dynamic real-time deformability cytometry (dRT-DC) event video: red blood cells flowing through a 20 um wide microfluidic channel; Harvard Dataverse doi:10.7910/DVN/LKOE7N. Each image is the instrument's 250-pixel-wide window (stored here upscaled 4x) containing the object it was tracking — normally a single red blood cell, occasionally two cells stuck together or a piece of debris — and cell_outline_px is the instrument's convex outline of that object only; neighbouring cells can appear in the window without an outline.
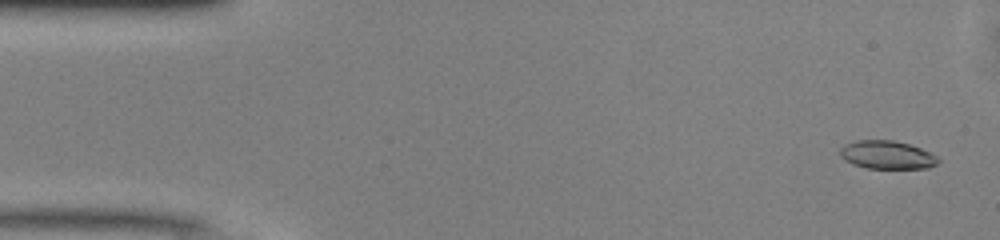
{"species": "common noctule bat (a hibernating species)", "species_latin": "Nyctalus noctula", "temperature_condition": "warm", "stored_images_in_passage": 49, "camera_frame_rate_fps": 3000, "um_per_image_px": 0.085, "animal": {"sex": "male", "body_mass_g": 13.0, "forearm_length_mm": 53.1}, "frame": {"image": 1, "passage_image": 2, "time_ms": 0.333, "image_size_px": [1000, 240], "cell_outline_px": [[940, 160], [936, 164], [928, 168], [864, 168], [852, 164], [840, 156], [840, 148], [844, 144], [856, 140], [892, 140], [908, 144], [920, 148], [940, 156]], "centroid_in_image_um": [75.4, 13.16], "position_along_channel_um": 9.6, "area_um2": 16.24}}
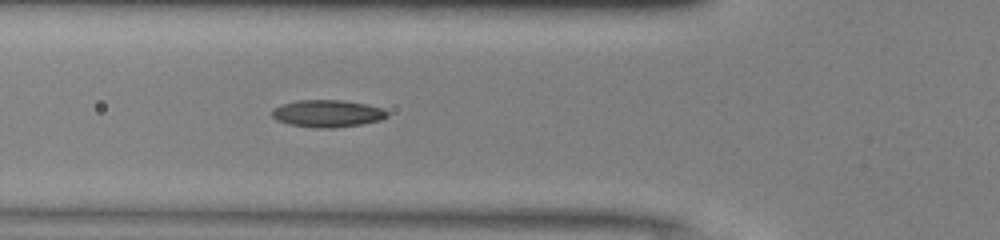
{"frame": {"image": 2, "passage_image": 17, "time_ms": 5.333, "image_size_px": [1000, 240], "cell_outline_px": [[388, 116], [380, 120], [360, 124], [332, 128], [316, 128], [288, 124], [276, 120], [272, 116], [272, 112], [280, 104], [296, 100], [344, 100], [368, 104], [384, 108], [388, 112]], "centroid_in_image_um": [27.85, 9.64], "position_along_channel_um": 98.0, "area_um2": 18.38}}
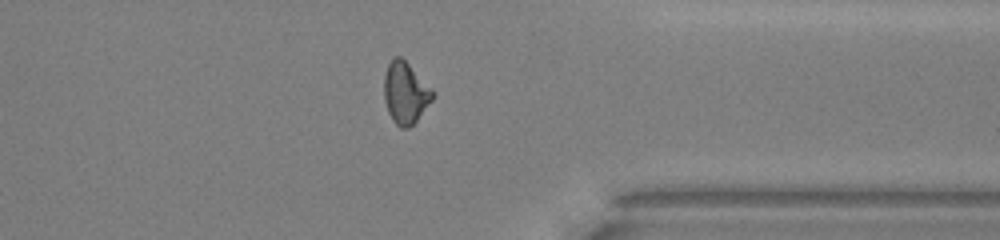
{"frame": {"image": 3, "passage_image": 38, "time_ms": 12.333, "image_size_px": [1000, 240], "cell_outline_px": [[436, 96], [416, 120], [408, 128], [400, 128], [392, 120], [388, 112], [384, 100], [384, 76], [388, 64], [396, 56], [400, 56], [436, 92]], "centroid_in_image_um": [34.47, 7.91], "position_along_channel_um": 376.9, "area_um2": 17.4}, "authors_computed_cell_mechanics": {"area_um2": 17.2822, "velocity_mm_per_s": 4.1306, "shape_relaxation_time_tau1_ms": 7.0409, "shape_relaxation_time_tau2_ms": 3.7397, "deformation_change_tau1": 0.1745, "deformation_change_tau2": 0.1187}}